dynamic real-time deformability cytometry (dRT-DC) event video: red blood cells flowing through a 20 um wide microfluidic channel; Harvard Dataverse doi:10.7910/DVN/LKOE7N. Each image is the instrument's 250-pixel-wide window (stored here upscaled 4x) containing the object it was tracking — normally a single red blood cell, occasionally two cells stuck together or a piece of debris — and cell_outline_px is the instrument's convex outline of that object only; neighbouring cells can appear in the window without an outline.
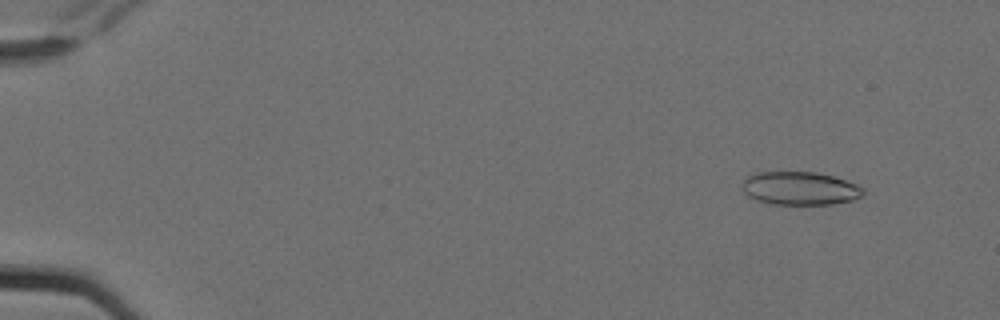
{"species": "Egyptian fruit bat (a non-hibernating species)", "species_latin": "Rousettus aegyptiacus", "temperature_condition": "cold", "stored_images_in_passage": 4, "camera_frame_rate_fps": 3000, "um_per_image_px": 0.085, "animal": {"sex": "female"}, "frame": {"image": 1, "passage_image": 1, "time_ms": 0.0, "image_size_px": [1000, 320], "cell_outline_px": [[864, 196], [852, 200], [832, 204], [772, 204], [756, 200], [748, 196], [744, 192], [744, 180], [748, 176], [760, 172], [816, 172], [832, 176], [856, 184], [864, 188]], "centroid_in_image_um": [68.03, 16.02], "position_along_channel_um": 17.0, "area_um2": 23.29}}